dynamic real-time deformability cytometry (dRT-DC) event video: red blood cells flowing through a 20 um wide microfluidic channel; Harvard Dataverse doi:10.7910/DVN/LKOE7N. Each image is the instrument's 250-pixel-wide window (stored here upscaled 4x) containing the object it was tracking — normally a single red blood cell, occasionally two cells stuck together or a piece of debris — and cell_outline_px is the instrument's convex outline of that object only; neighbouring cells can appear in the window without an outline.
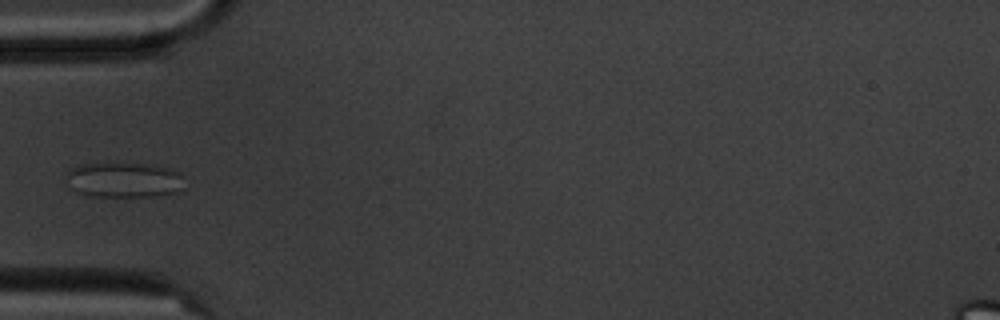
{"species": "common noctule bat (a hibernating species)", "species_latin": "Nyctalus noctula", "temperature_condition": "cold", "stored_images_in_passage": 8, "camera_frame_rate_fps": 3000, "um_per_image_px": 0.085, "animal": {"sex": "male", "body_mass_g": 20.1, "forearm_length_mm": 53.5}, "frame": {"image": 1, "passage_image": 4, "time_ms": 3.667, "image_size_px": [1000, 320], "cell_outline_px": [[180, 188], [176, 192], [156, 196], [88, 196], [76, 192], [68, 188], [64, 176], [64, 172], [80, 164], [108, 160], [112, 160], [148, 164], [172, 168], [180, 172]], "centroid_in_image_um": [10.39, 15.24], "position_along_channel_um": 74.6, "area_um2": 25.32}}
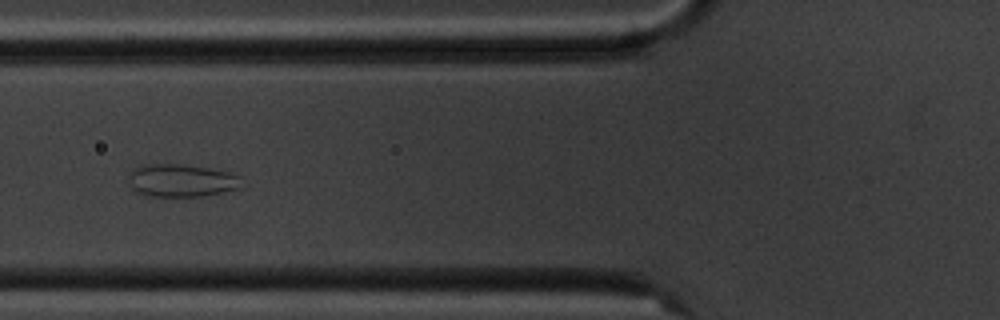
{"frame": {"image": 2, "passage_image": 5, "time_ms": 4.667, "image_size_px": [1000, 320], "cell_outline_px": [[244, 188], [224, 192], [200, 196], [144, 196], [136, 192], [124, 180], [132, 168], [140, 164], [184, 164], [232, 172], [240, 176], [244, 184]], "centroid_in_image_um": [15.39, 15.33], "position_along_channel_um": 110.4, "area_um2": 22.43}}